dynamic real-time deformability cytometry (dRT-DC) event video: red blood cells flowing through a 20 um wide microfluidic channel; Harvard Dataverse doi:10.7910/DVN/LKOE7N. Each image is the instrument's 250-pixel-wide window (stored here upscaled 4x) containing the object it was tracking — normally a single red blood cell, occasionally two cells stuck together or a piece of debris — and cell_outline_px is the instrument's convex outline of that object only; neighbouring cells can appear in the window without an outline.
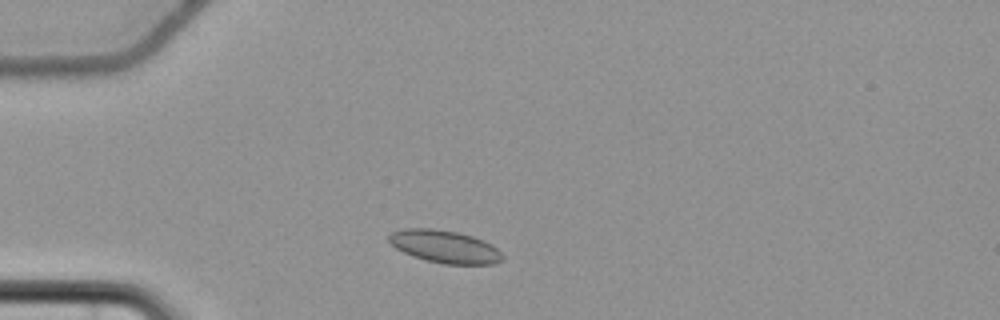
{"species": "common noctule bat (a hibernating species)", "species_latin": "Nyctalus noctula", "temperature_condition": "cold", "stored_images_in_passage": 40, "camera_frame_rate_fps": 3000, "um_per_image_px": 0.085, "animal": {"sex": "female", "body_mass_g": 22.7, "forearm_length_mm": 54.2}, "frame": {"image": 1, "passage_image": 5, "time_ms": 1.333, "image_size_px": [1000, 320], "cell_outline_px": [[504, 260], [496, 264], [444, 264], [412, 256], [396, 248], [388, 240], [388, 236], [392, 232], [408, 228], [432, 228], [456, 232], [472, 236], [484, 240], [492, 244], [504, 256]], "centroid_in_image_um": [37.84, 20.96], "position_along_channel_um": 47.2, "area_um2": 21.56}}
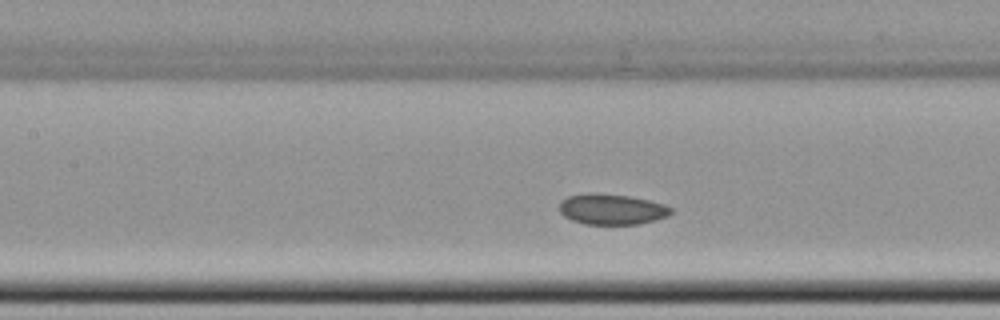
{"frame": {"image": 2, "passage_image": 16, "time_ms": 5.0, "image_size_px": [1000, 320], "cell_outline_px": [[672, 212], [668, 216], [640, 224], [584, 224], [572, 220], [564, 216], [560, 212], [560, 200], [568, 196], [588, 192], [596, 192], [628, 196], [648, 200], [664, 204], [672, 208]], "centroid_in_image_um": [51.98, 17.78], "position_along_channel_um": 155.4, "area_um2": 20.06}}
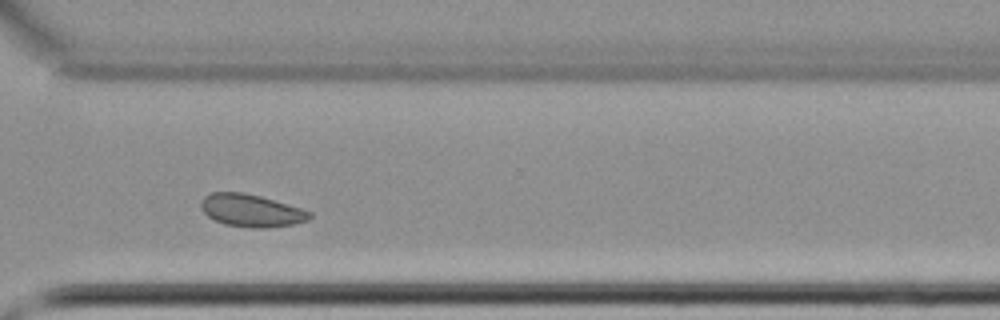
{"frame": {"image": 3, "passage_image": 32, "time_ms": 10.333, "image_size_px": [1000, 320], "cell_outline_px": [[312, 216], [308, 220], [296, 224], [268, 228], [256, 228], [224, 224], [208, 216], [200, 208], [200, 200], [204, 196], [212, 192], [244, 192], [260, 196], [300, 208], [312, 212]], "centroid_in_image_um": [21.35, 17.89], "position_along_channel_um": 349.3, "area_um2": 20.63}, "authors_computed_cell_mechanics": {"area_um2": 20.7213, "velocity_mm_per_s": 3.6179, "shape_relaxation_time_tau1_ms": null, "shape_relaxation_time_tau2_ms": 3.1568, "deformation_change_tau1": null, "deformation_change_tau2": 0.051}}